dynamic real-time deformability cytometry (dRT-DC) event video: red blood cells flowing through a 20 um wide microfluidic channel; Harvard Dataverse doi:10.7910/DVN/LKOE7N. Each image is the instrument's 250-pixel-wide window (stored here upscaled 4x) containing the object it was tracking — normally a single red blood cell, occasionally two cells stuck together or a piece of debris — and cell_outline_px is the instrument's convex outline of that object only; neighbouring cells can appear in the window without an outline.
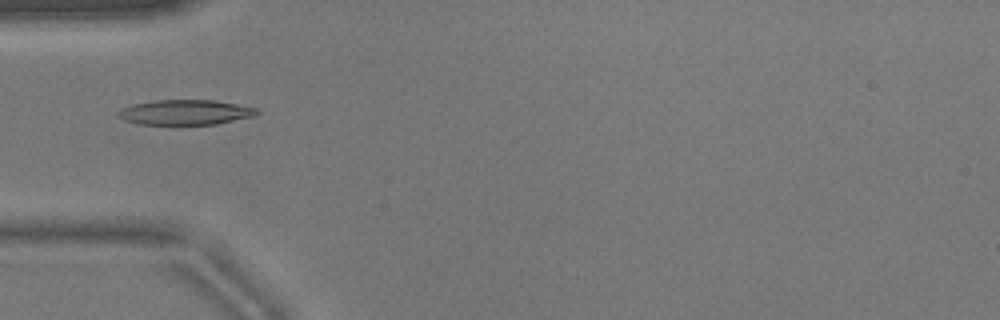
{"species": "common noctule bat (a hibernating species)", "species_latin": "Nyctalus noctula", "temperature_condition": "warm", "stored_images_in_passage": 52, "camera_frame_rate_fps": 3000, "um_per_image_px": 0.085, "animal": {"sex": "male", "body_mass_g": 17.9}, "frame": {"image": 1, "passage_image": 17, "time_ms": 5.333, "image_size_px": [1000, 320], "cell_outline_px": [[260, 112], [252, 116], [216, 124], [140, 124], [124, 120], [116, 116], [116, 112], [120, 108], [132, 104], [156, 100], [212, 100], [236, 104], [256, 108]], "centroid_in_image_um": [15.68, 9.54], "position_along_channel_um": 69.3, "area_um2": 20.11}}
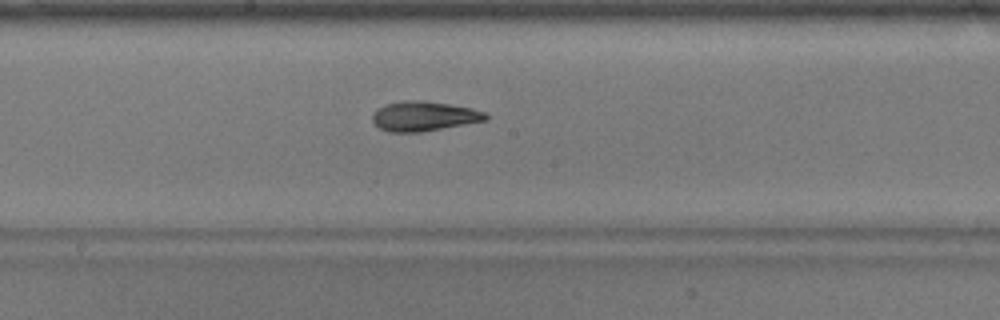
{"frame": {"image": 2, "passage_image": 28, "time_ms": 9.0, "image_size_px": [1000, 320], "cell_outline_px": [[488, 120], [420, 132], [388, 132], [380, 128], [372, 120], [372, 116], [376, 108], [384, 104], [412, 100], [424, 100], [472, 108], [484, 112], [488, 116]], "centroid_in_image_um": [36.02, 9.87], "position_along_channel_um": 212.2, "area_um2": 19.54}}
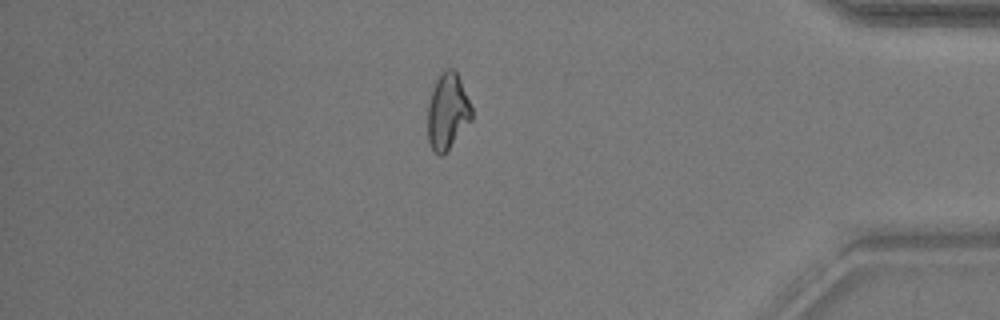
{"frame": {"image": 3, "passage_image": 45, "time_ms": 14.667, "image_size_px": [1000, 320], "cell_outline_px": [[472, 120], [448, 148], [440, 156], [432, 148], [428, 140], [428, 104], [436, 80], [440, 72], [444, 68], [452, 68], [456, 72], [460, 80], [472, 108]], "centroid_in_image_um": [38.04, 9.44], "position_along_channel_um": 397.2, "area_um2": 19.13}, "authors_computed_cell_mechanics": {"area_um2": 19.5653, "velocity_mm_per_s": 3.8651, "shape_relaxation_time_tau1_ms": 9.1721, "shape_relaxation_time_tau2_ms": 4.441, "deformation_change_tau1": 0.1927, "deformation_change_tau2": 0.123}}